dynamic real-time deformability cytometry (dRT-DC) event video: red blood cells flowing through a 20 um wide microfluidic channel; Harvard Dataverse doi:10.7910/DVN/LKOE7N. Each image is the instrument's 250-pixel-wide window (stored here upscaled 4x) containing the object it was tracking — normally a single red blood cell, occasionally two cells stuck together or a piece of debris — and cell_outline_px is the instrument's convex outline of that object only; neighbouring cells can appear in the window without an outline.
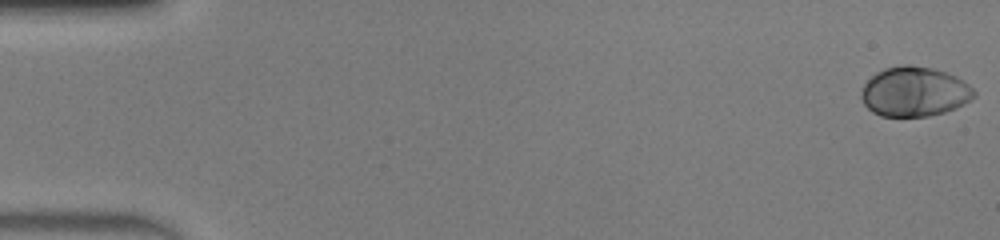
{"species": "human", "species_latin": "Homo sapiens", "temperature_condition": "warm", "stored_images_in_passage": 49, "camera_frame_rate_fps": 3000, "um_per_image_px": 0.085, "donor": {"sex": "male"}, "frame": {"image": 1, "passage_image": 1, "time_ms": 0.0, "image_size_px": [1000, 240], "cell_outline_px": [[976, 96], [964, 104], [956, 108], [944, 112], [928, 116], [880, 116], [872, 112], [864, 104], [860, 96], [860, 92], [864, 84], [876, 72], [884, 68], [904, 64], [912, 64], [932, 68], [956, 76], [964, 80], [976, 92]], "centroid_in_image_um": [77.72, 7.79], "position_along_channel_um": 7.3, "area_um2": 32.89}}
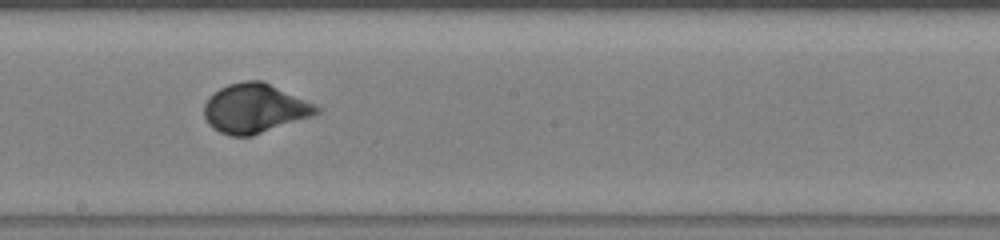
{"frame": {"image": 2, "passage_image": 28, "time_ms": 9.0, "image_size_px": [1000, 240], "cell_outline_px": [[320, 112], [312, 116], [252, 136], [232, 136], [220, 132], [212, 128], [208, 124], [204, 116], [204, 104], [208, 96], [212, 92], [228, 84], [244, 80], [260, 80], [304, 100], [320, 108]], "centroid_in_image_um": [21.57, 9.22], "position_along_channel_um": 226.6, "area_um2": 31.96}}
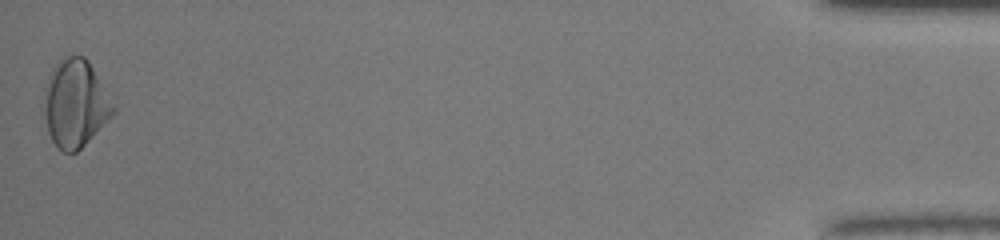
{"frame": {"image": 3, "passage_image": 49, "time_ms": 16.0, "image_size_px": [1000, 240], "cell_outline_px": [[116, 112], [76, 152], [64, 152], [52, 140], [48, 132], [44, 116], [44, 88], [48, 76], [52, 68], [60, 60], [68, 56], [84, 56], [88, 60], [116, 104]], "centroid_in_image_um": [6.41, 8.77], "position_along_channel_um": 428.8, "area_um2": 35.26}, "authors_computed_cell_mechanics": {"area_um2": 31.5588, "velocity_mm_per_s": 4.2307, "shape_relaxation_time_tau1_ms": 3.1778, "shape_relaxation_time_tau2_ms": null, "deformation_change_tau1": 0.1735, "deformation_change_tau2": null}}